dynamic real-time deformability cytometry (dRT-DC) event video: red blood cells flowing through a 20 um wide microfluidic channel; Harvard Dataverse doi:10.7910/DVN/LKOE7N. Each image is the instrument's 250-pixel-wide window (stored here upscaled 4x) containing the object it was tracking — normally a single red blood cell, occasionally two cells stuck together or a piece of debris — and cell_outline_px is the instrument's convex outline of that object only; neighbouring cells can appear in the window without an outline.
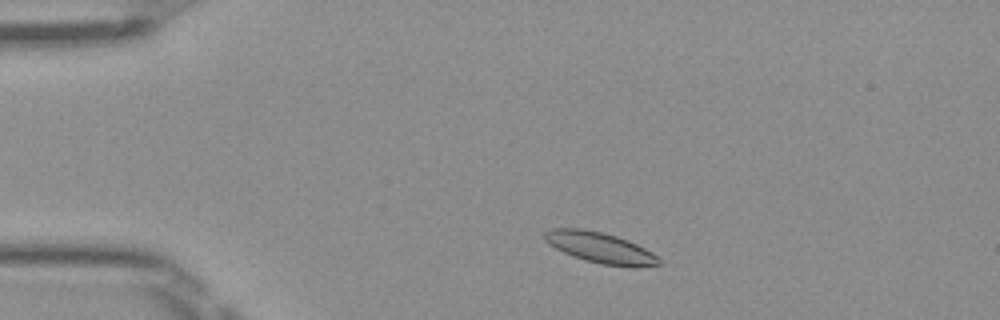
{"species": "Egyptian fruit bat (a non-hibernating species)", "species_latin": "Rousettus aegyptiacus", "temperature_condition": "room temperature", "stored_images_in_passage": 46, "camera_frame_rate_fps": 3000, "um_per_image_px": 0.085, "frame": {"image": 1, "passage_image": 5, "time_ms": 1.333, "image_size_px": [1000, 320], "cell_outline_px": [[660, 264], [636, 268], [632, 268], [600, 264], [584, 260], [572, 256], [548, 244], [544, 240], [544, 232], [548, 228], [584, 228], [616, 236], [628, 240], [652, 252], [660, 260]], "centroid_in_image_um": [50.99, 21.06], "position_along_channel_um": 34.0, "area_um2": 20.69}}
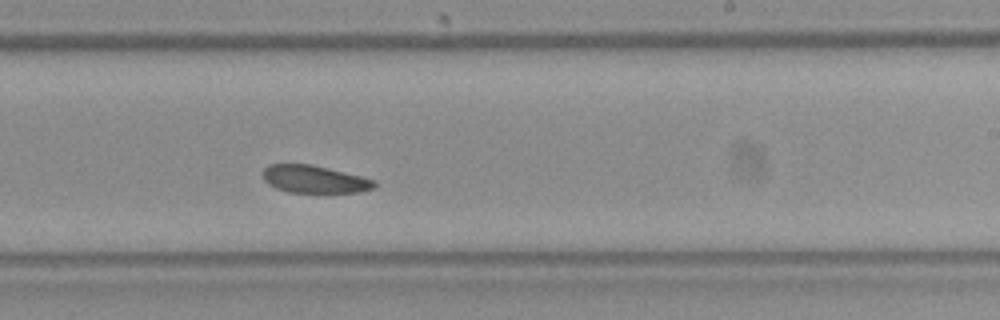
{"frame": {"image": 2, "passage_image": 26, "time_ms": 8.333, "image_size_px": [1000, 320], "cell_outline_px": [[376, 188], [360, 192], [288, 192], [276, 188], [268, 184], [264, 180], [260, 172], [268, 164], [312, 164], [376, 180]], "centroid_in_image_um": [26.69, 15.23], "position_along_channel_um": 262.3, "area_um2": 18.03}}
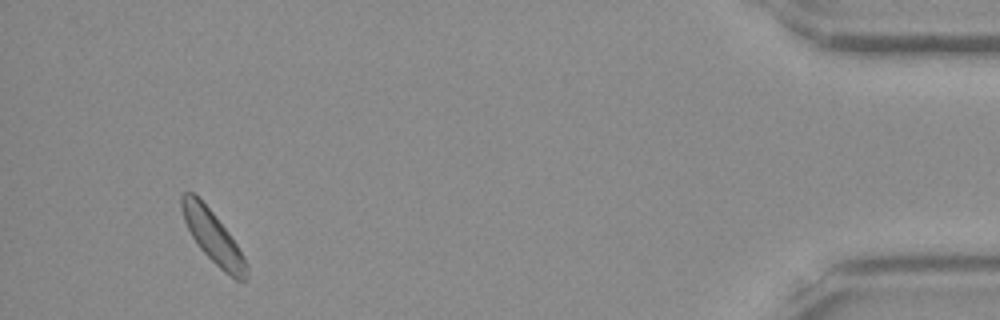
{"frame": {"image": 3, "passage_image": 43, "time_ms": 14.0, "image_size_px": [1000, 320], "cell_outline_px": [[248, 280], [236, 280], [224, 272], [200, 248], [192, 236], [184, 220], [180, 208], [180, 196], [184, 192], [192, 192], [212, 212], [228, 232], [244, 256], [248, 264]], "centroid_in_image_um": [18.11, 20.16], "position_along_channel_um": 417.1, "area_um2": 19.36}}